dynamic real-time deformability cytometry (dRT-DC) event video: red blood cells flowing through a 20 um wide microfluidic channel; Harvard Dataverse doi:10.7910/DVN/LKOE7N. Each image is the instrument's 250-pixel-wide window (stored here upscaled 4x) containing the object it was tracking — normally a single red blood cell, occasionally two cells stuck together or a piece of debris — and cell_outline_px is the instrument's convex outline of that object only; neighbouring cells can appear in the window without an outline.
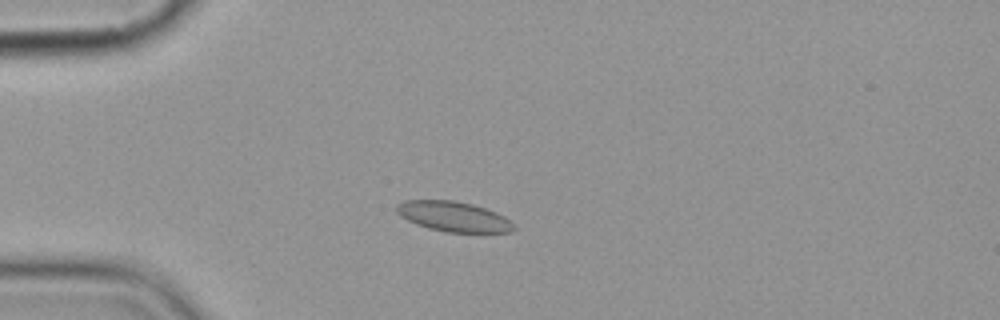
{"species": "common noctule bat (a hibernating species)", "species_latin": "Nyctalus noctula", "temperature_condition": "cold", "stored_images_in_passage": 8, "camera_frame_rate_fps": 3000, "um_per_image_px": 0.085, "animal": {"sex": "female", "body_mass_g": 19.9}, "frame": {"image": 1, "passage_image": 3, "time_ms": 2.333, "image_size_px": [1000, 320], "cell_outline_px": [[516, 228], [512, 232], [444, 232], [428, 228], [416, 224], [400, 216], [396, 212], [396, 204], [404, 200], [452, 200], [472, 204], [496, 212], [512, 220], [516, 224]], "centroid_in_image_um": [38.57, 18.41], "position_along_channel_um": 46.4, "area_um2": 20.75}}
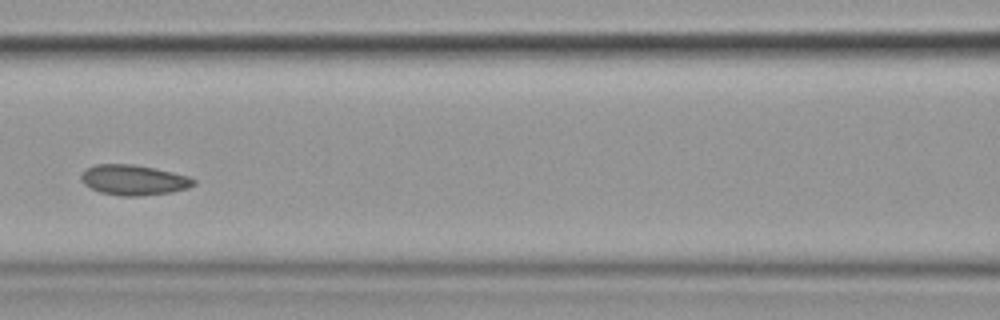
{"frame": {"image": 2, "passage_image": 6, "time_ms": 6.0, "image_size_px": [1000, 320], "cell_outline_px": [[196, 184], [188, 188], [172, 192], [140, 196], [120, 196], [100, 192], [84, 184], [80, 180], [80, 176], [88, 168], [96, 164], [132, 164], [172, 172], [188, 176], [196, 180]], "centroid_in_image_um": [11.38, 15.31], "position_along_channel_um": 155.2, "area_um2": 19.77}}
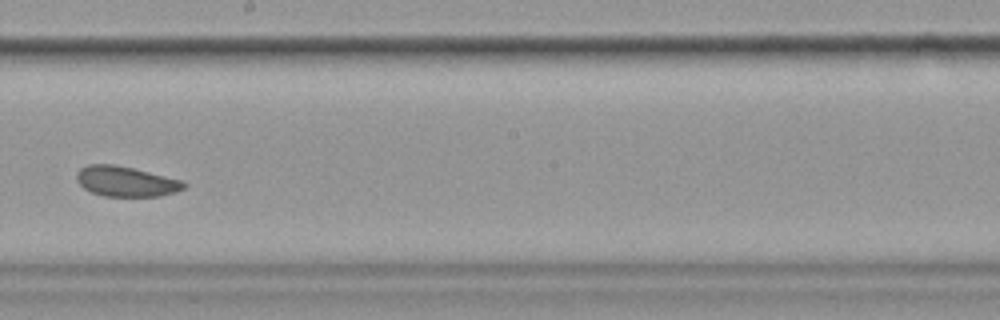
{"frame": {"image": 3, "passage_image": 8, "time_ms": 8.333, "image_size_px": [1000, 320], "cell_outline_px": [[188, 184], [184, 188], [176, 192], [160, 196], [104, 196], [92, 192], [84, 188], [76, 180], [76, 172], [80, 168], [88, 164], [116, 164], [184, 180]], "centroid_in_image_um": [10.72, 15.41], "position_along_channel_um": 237.5, "area_um2": 19.07}}